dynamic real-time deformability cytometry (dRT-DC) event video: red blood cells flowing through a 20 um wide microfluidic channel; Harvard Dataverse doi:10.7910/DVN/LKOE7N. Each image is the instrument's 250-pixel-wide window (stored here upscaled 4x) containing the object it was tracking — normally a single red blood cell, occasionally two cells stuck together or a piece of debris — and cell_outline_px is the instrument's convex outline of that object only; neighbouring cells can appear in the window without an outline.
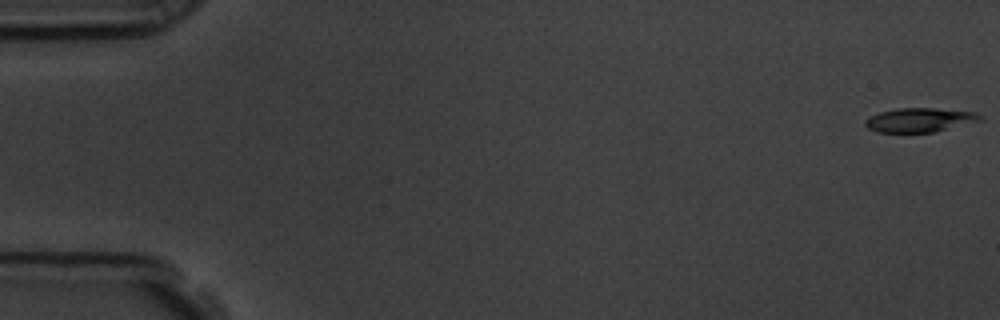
{"species": "common noctule bat (a hibernating species)", "species_latin": "Nyctalus noctula", "temperature_condition": "room temperature", "stored_images_in_passage": 57, "camera_frame_rate_fps": 3000, "um_per_image_px": 0.085, "animal": {"sex": "male", "body_mass_g": 19.5, "forearm_length_mm": 54.6}, "frame": {"image": 1, "passage_image": 1, "time_ms": 0.0, "image_size_px": [1000, 320], "cell_outline_px": [[984, 120], [932, 132], [876, 132], [868, 128], [864, 124], [864, 120], [880, 112], [896, 108], [936, 108], [976, 112], [984, 116]], "centroid_in_image_um": [78.21, 10.19], "position_along_channel_um": 6.8, "area_um2": 16.18}}
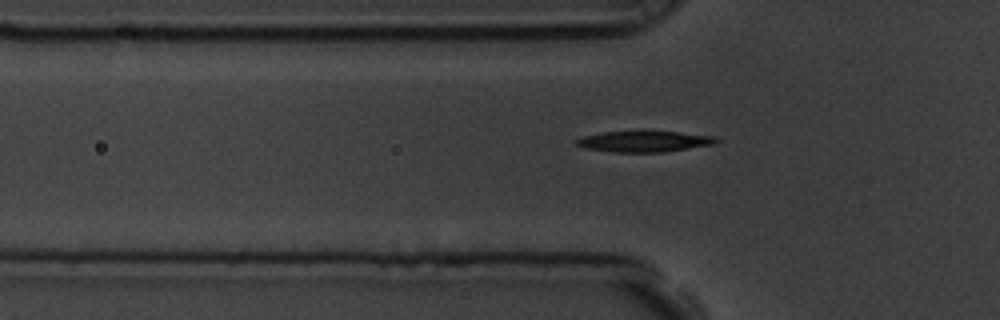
{"frame": {"image": 2, "passage_image": 19, "time_ms": 6.0, "image_size_px": [1000, 320], "cell_outline_px": [[720, 140], [716, 144], [664, 152], [612, 152], [584, 148], [576, 144], [572, 140], [584, 136], [604, 132], [680, 132], [712, 136]], "centroid_in_image_um": [54.74, 12.03], "position_along_channel_um": 71.1, "area_um2": 16.94}}
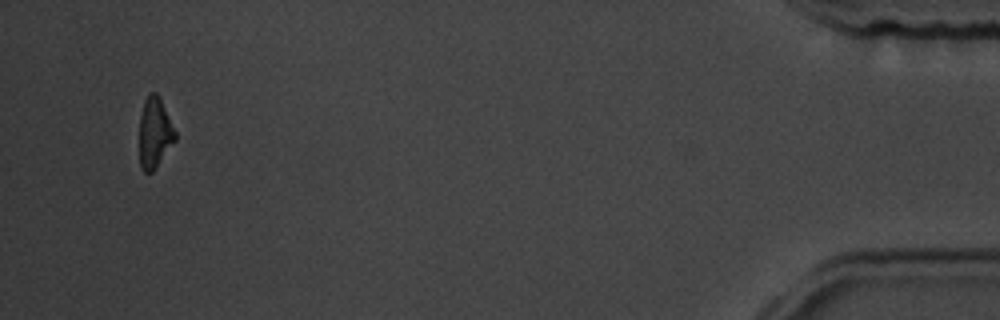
{"frame": {"image": 3, "passage_image": 55, "time_ms": 18.0, "image_size_px": [1000, 320], "cell_outline_px": [[176, 140], [156, 168], [152, 172], [144, 172], [140, 168], [140, 116], [144, 100], [148, 92], [156, 92], [160, 96], [176, 132]], "centroid_in_image_um": [13.15, 11.27], "position_along_channel_um": 422.0, "area_um2": 14.91}, "authors_computed_cell_mechanics": {"area_um2": 16.5886, "velocity_mm_per_s": 3.5984, "shape_relaxation_time_tau1_ms": 2.6581, "shape_relaxation_time_tau2_ms": null, "deformation_change_tau1": 0.1323, "deformation_change_tau2": null}}